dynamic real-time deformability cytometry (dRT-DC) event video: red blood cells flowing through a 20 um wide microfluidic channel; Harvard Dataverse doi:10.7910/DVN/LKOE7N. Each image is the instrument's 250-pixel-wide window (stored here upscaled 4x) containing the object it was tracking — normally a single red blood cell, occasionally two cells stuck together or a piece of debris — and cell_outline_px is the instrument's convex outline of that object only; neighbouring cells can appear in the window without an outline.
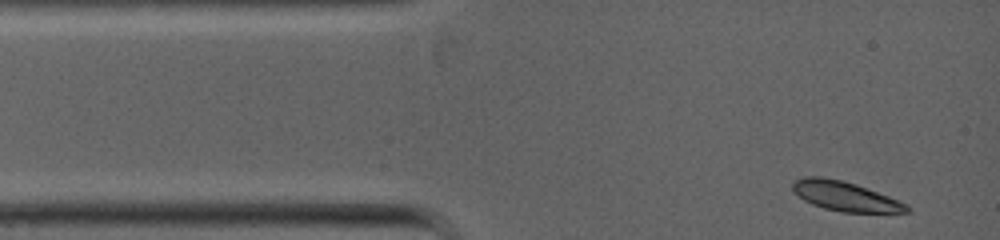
{"species": "common noctule bat (a hibernating species)", "species_latin": "Nyctalus noctula", "temperature_condition": "warm", "stored_images_in_passage": 4, "camera_frame_rate_fps": 5000, "um_per_image_px": 0.085, "animal": {"sex": "female", "body_mass_g": 19.0, "forearm_length_mm": 53.3}, "frame": {"image": 1, "passage_image": 1, "time_ms": 0.0, "image_size_px": [1000, 240], "cell_outline_px": [[912, 212], [840, 212], [824, 208], [812, 204], [804, 200], [792, 188], [792, 184], [796, 180], [804, 176], [820, 176], [840, 180], [856, 184], [888, 196], [912, 208]], "centroid_in_image_um": [71.83, 16.68], "position_along_channel_um": 13.2, "area_um2": 19.31}}
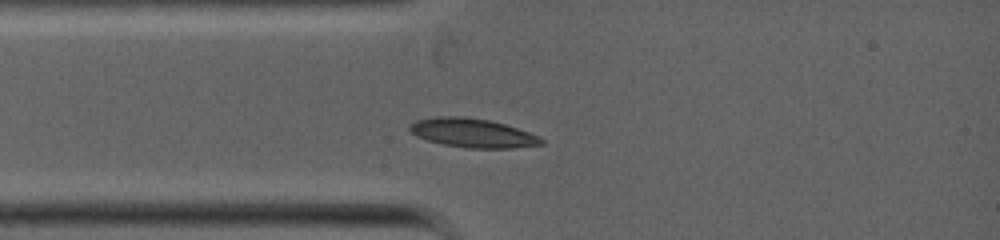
{"frame": {"image": 2, "passage_image": 4, "time_ms": 1.6, "image_size_px": [1000, 240], "cell_outline_px": [[544, 144], [512, 148], [468, 148], [444, 144], [428, 140], [416, 136], [408, 128], [408, 124], [416, 120], [436, 116], [460, 116], [488, 120], [504, 124], [540, 136], [544, 140]], "centroid_in_image_um": [40.15, 11.3], "position_along_channel_um": 44.8, "area_um2": 22.14}}